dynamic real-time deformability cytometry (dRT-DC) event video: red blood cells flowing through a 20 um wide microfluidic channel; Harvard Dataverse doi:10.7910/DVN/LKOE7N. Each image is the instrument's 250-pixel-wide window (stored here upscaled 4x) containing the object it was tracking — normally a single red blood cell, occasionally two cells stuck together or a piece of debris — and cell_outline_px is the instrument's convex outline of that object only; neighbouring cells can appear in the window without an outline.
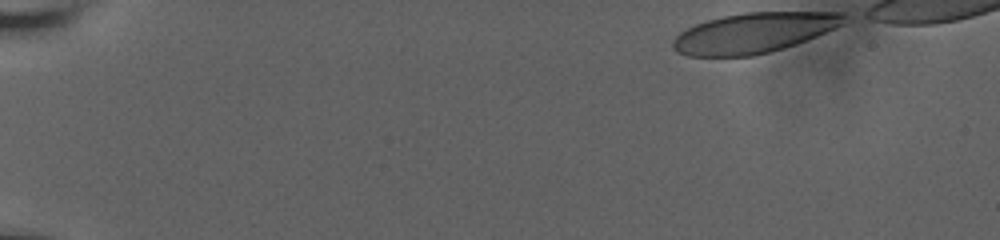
{"species": "human", "species_latin": "Homo sapiens", "temperature_condition": "room temperature", "stored_images_in_passage": 28, "camera_frame_rate_fps": 3000, "um_per_image_px": 0.085, "donor": {"sex": "male"}, "frame": {"image": 1, "passage_image": 1, "time_ms": 0.0, "image_size_px": [1000, 240], "cell_outline_px": [[848, 16], [840, 24], [816, 36], [796, 44], [784, 48], [752, 56], [688, 56], [676, 52], [672, 48], [672, 40], [680, 32], [696, 24], [708, 20], [724, 16], [744, 12], [844, 12]], "centroid_in_image_um": [64.03, 2.79], "position_along_channel_um": 21.0, "area_um2": 39.77}}
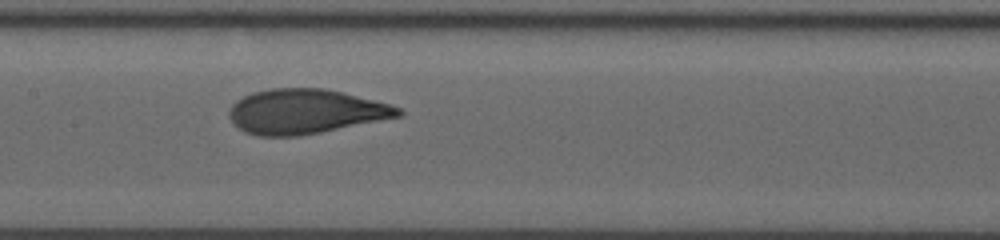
{"frame": {"image": 2, "passage_image": 16, "time_ms": 8.333, "image_size_px": [1000, 240], "cell_outline_px": [[404, 116], [300, 136], [260, 136], [244, 132], [228, 116], [228, 112], [232, 104], [236, 100], [252, 92], [272, 88], [324, 88], [344, 92], [388, 104], [400, 108], [404, 112]], "centroid_in_image_um": [25.97, 9.48], "position_along_channel_um": 181.4, "area_um2": 44.04}}
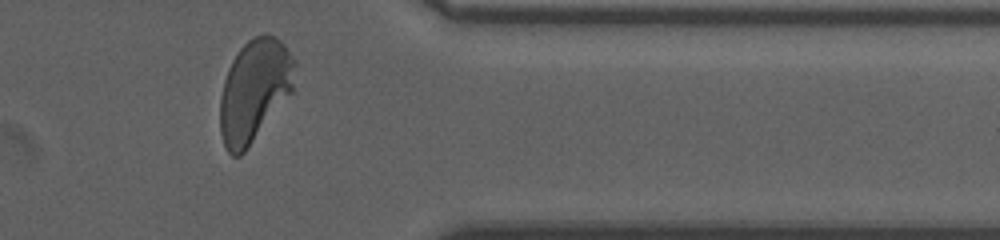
{"frame": {"image": 3, "passage_image": 27, "time_ms": 14.333, "image_size_px": [1000, 240], "cell_outline_px": [[296, 64], [292, 92], [244, 152], [240, 156], [232, 156], [228, 152], [224, 144], [220, 132], [220, 96], [224, 80], [228, 68], [232, 60], [240, 48], [248, 40], [256, 36], [276, 36], [284, 44], [296, 60]], "centroid_in_image_um": [21.62, 7.69], "position_along_channel_um": 389.8, "area_um2": 44.33}, "authors_computed_cell_mechanics": {"area_um2": 42.8298, "velocity_mm_per_s": 3.6311, "shape_relaxation_time_tau1_ms": 4.2004, "shape_relaxation_time_tau2_ms": null, "deformation_change_tau1": 0.1874, "deformation_change_tau2": null}}